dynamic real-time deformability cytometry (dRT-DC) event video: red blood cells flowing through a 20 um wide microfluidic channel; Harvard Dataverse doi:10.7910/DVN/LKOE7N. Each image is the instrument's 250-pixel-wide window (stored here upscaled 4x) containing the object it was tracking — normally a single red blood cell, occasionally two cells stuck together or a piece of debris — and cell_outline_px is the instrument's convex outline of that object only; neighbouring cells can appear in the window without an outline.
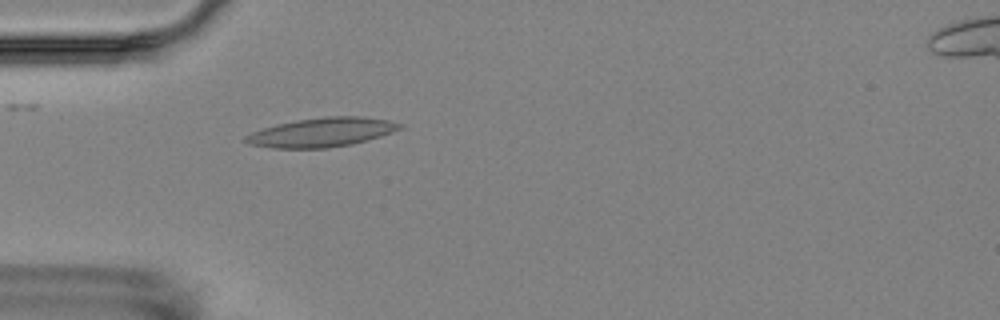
{"species": "Egyptian fruit bat (a non-hibernating species)", "species_latin": "Rousettus aegyptiacus", "temperature_condition": "room temperature", "stored_images_in_passage": 1, "camera_frame_rate_fps": 3000, "um_per_image_px": 0.085, "animal": {"sex": "female"}, "frame": {"image": 1, "passage_image": 1, "time_ms": 0.0, "image_size_px": [1000, 320], "cell_outline_px": [[404, 128], [380, 136], [352, 144], [328, 148], [272, 148], [248, 144], [244, 140], [244, 136], [252, 132], [276, 124], [296, 120], [324, 116], [360, 116], [388, 120], [404, 124]], "centroid_in_image_um": [27.35, 11.24], "position_along_channel_um": 57.6, "area_um2": 26.24}}